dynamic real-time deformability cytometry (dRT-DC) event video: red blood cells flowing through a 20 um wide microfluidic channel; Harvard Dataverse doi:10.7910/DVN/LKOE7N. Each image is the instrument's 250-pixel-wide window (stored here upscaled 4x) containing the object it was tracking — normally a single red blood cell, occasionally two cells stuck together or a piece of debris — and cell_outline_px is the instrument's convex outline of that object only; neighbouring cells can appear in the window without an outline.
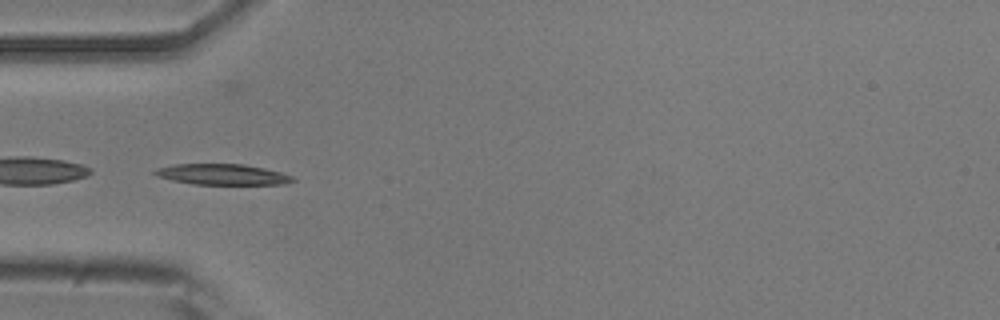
{"species": "common noctule bat (a hibernating species)", "species_latin": "Nyctalus noctula", "temperature_condition": "room temperature", "stored_images_in_passage": 38, "segment_of_instrument_passage": [2, 2], "camera_frame_rate_fps": 3000, "um_per_image_px": 0.085, "animal": {"sex": "male", "body_mass_g": 20.5, "forearm_length_mm": 52.5}, "frame": {"image": 1, "passage_image": 15, "time_ms": 4.667, "image_size_px": [1000, 320], "cell_outline_px": [[296, 180], [288, 184], [192, 184], [172, 180], [156, 176], [152, 172], [156, 168], [176, 164], [244, 164], [264, 168], [280, 172], [292, 176]], "centroid_in_image_um": [18.89, 14.82], "position_along_channel_um": 66.1, "area_um2": 16.7}}
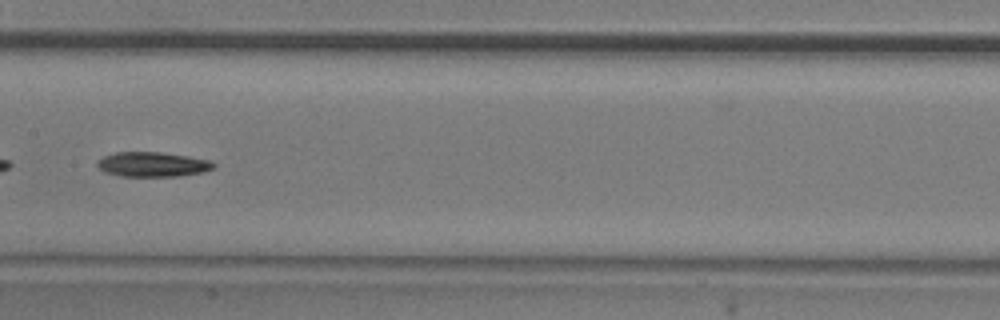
{"frame": {"image": 2, "passage_image": 25, "time_ms": 8.0, "image_size_px": [1000, 320], "cell_outline_px": [[216, 164], [212, 168], [204, 172], [176, 176], [120, 176], [104, 172], [96, 164], [104, 156], [116, 152], [160, 152], [208, 160]], "centroid_in_image_um": [12.94, 13.98], "position_along_channel_um": 194.5, "area_um2": 16.47}}
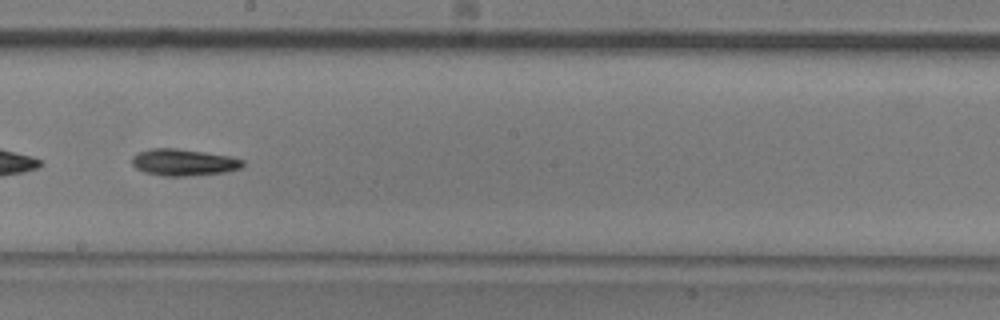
{"frame": {"image": 3, "passage_image": 28, "time_ms": 9.0, "image_size_px": [1000, 320], "cell_outline_px": [[244, 164], [240, 168], [224, 172], [184, 176], [164, 176], [144, 172], [136, 168], [132, 164], [132, 156], [136, 152], [148, 148], [176, 148], [232, 156], [244, 160]], "centroid_in_image_um": [15.57, 13.78], "position_along_channel_um": 232.6, "area_um2": 17.34}}